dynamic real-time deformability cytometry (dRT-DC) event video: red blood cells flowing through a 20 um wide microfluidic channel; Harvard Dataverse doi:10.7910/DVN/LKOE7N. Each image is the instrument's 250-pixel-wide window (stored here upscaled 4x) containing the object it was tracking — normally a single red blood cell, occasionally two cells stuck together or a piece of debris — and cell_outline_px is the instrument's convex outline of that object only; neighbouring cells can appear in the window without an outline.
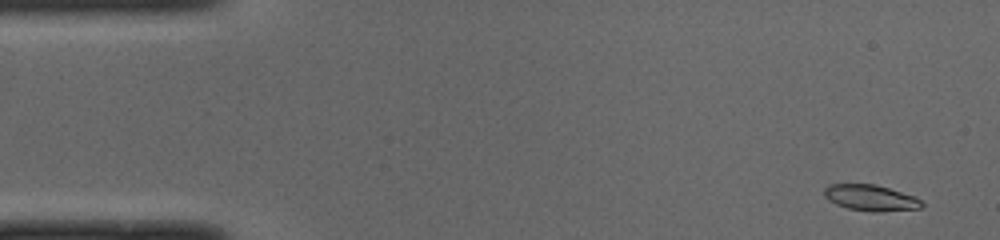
{"species": "common noctule bat (a hibernating species)", "species_latin": "Nyctalus noctula", "temperature_condition": "cold", "stored_images_in_passage": 50, "segment_of_instrument_passage": [1, 2], "camera_frame_rate_fps": 3000, "um_per_image_px": 0.085, "animal": {"sex": "male", "body_mass_g": 19.0, "forearm_length_mm": 50.8}, "frame": {"image": 1, "passage_image": 2, "time_ms": 0.333, "image_size_px": [1000, 240], "cell_outline_px": [[924, 204], [920, 208], [876, 212], [872, 212], [848, 208], [836, 204], [828, 200], [824, 196], [824, 188], [828, 184], [876, 184], [916, 196]], "centroid_in_image_um": [74.0, 16.8], "position_along_channel_um": 11.0, "area_um2": 14.85}}
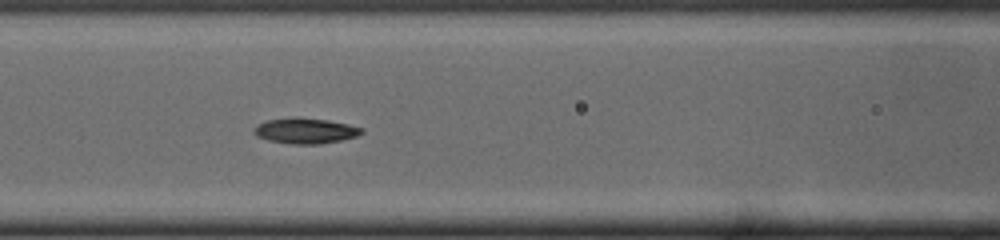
{"frame": {"image": 2, "passage_image": 20, "time_ms": 6.333, "image_size_px": [1000, 240], "cell_outline_px": [[364, 132], [356, 136], [340, 140], [320, 144], [292, 144], [268, 140], [256, 136], [252, 132], [260, 124], [268, 120], [328, 120], [348, 124], [364, 128]], "centroid_in_image_um": [26.02, 11.17], "position_along_channel_um": 140.6, "area_um2": 15.14}}
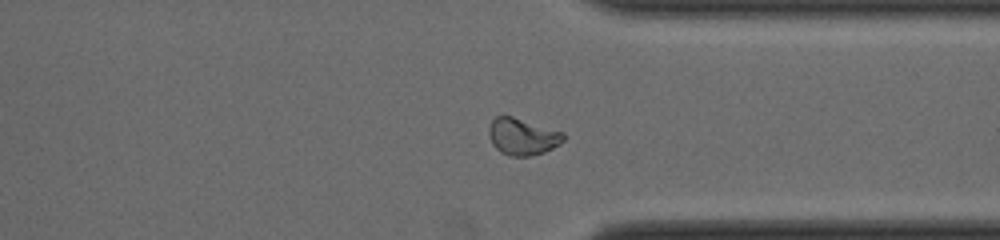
{"frame": {"image": 3, "passage_image": 37, "time_ms": 12.0, "image_size_px": [1000, 240], "cell_outline_px": [[564, 140], [560, 144], [544, 152], [532, 156], [512, 156], [500, 152], [492, 144], [488, 136], [488, 128], [492, 120], [496, 116], [512, 116], [564, 132]], "centroid_in_image_um": [44.4, 11.61], "position_along_channel_um": 367.0, "area_um2": 16.07}}